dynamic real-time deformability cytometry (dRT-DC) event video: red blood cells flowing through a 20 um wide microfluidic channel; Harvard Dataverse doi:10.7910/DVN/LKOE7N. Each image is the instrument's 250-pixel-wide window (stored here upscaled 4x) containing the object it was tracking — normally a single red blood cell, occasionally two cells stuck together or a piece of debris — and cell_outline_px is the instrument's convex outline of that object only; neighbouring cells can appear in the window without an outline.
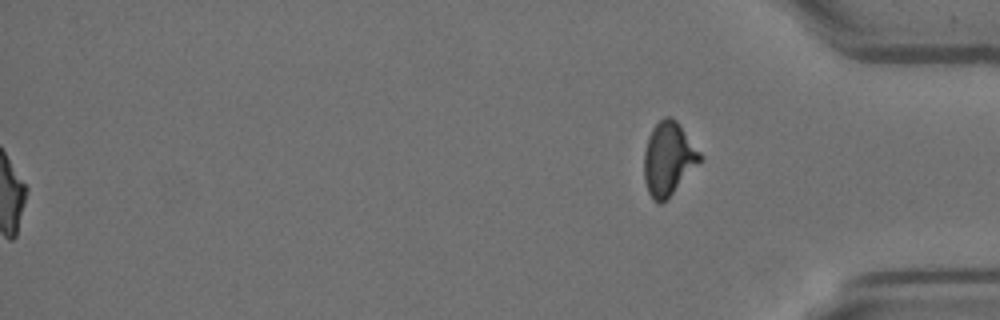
{"species": "Egyptian fruit bat (a non-hibernating species)", "species_latin": "Rousettus aegyptiacus", "temperature_condition": "room temperature", "stored_images_in_passage": 58, "segment_of_instrument_passage": [2, 2], "camera_frame_rate_fps": 3000, "um_per_image_px": 0.085, "animal": {"sex": "female"}, "frame": {"image": 1, "passage_image": 58, "time_ms": 19.0, "image_size_px": [1000, 320], "cell_outline_px": [[700, 160], [672, 192], [660, 204], [652, 200], [648, 192], [644, 180], [644, 152], [648, 136], [652, 128], [664, 116], [672, 116], [680, 124], [700, 152]], "centroid_in_image_um": [56.77, 13.44], "position_along_channel_um": 378.4, "area_um2": 23.35}}